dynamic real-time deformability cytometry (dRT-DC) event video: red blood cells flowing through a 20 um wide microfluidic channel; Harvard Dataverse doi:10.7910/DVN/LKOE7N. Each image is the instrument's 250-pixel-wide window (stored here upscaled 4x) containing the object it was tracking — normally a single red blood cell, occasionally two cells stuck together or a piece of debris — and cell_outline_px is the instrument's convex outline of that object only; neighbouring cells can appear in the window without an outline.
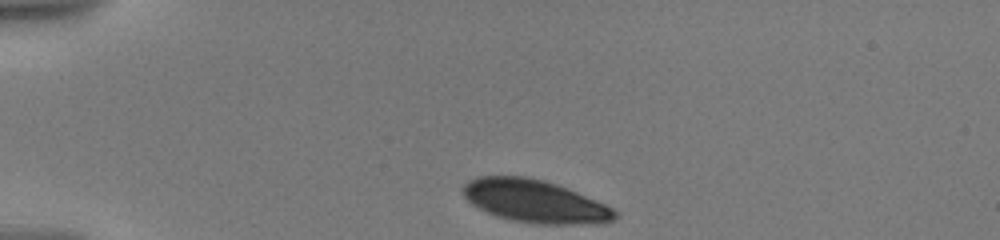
{"species": "human", "species_latin": "Homo sapiens", "temperature_condition": "warm", "stored_images_in_passage": 7, "camera_frame_rate_fps": 3000, "um_per_image_px": 0.085, "donor": {"sex": "male"}, "frame": {"image": 1, "passage_image": 1, "time_ms": 0.0, "image_size_px": [1000, 240], "cell_outline_px": [[616, 220], [600, 224], [532, 224], [512, 220], [488, 212], [472, 204], [464, 196], [464, 184], [468, 180], [476, 176], [524, 176], [544, 180], [568, 188], [596, 200], [612, 208], [616, 212]], "centroid_in_image_um": [45.49, 17.11], "position_along_channel_um": 39.5, "area_um2": 37.74}}
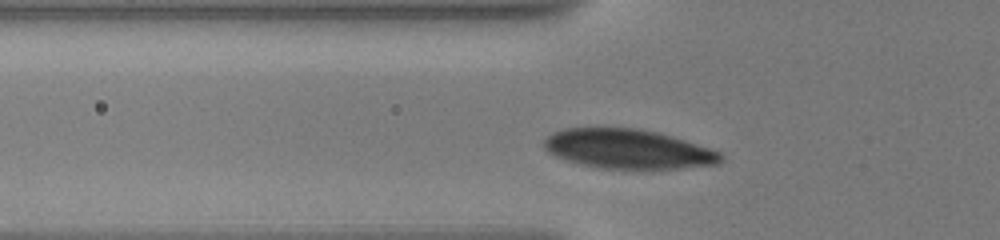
{"frame": {"image": 2, "passage_image": 6, "time_ms": 2.333, "image_size_px": [1000, 240], "cell_outline_px": [[724, 160], [720, 164], [680, 168], [600, 168], [580, 164], [556, 156], [548, 152], [544, 148], [544, 140], [552, 132], [564, 128], [636, 128], [656, 132], [684, 140], [720, 152], [724, 156]], "centroid_in_image_um": [53.38, 12.66], "position_along_channel_um": 72.4, "area_um2": 40.29}}